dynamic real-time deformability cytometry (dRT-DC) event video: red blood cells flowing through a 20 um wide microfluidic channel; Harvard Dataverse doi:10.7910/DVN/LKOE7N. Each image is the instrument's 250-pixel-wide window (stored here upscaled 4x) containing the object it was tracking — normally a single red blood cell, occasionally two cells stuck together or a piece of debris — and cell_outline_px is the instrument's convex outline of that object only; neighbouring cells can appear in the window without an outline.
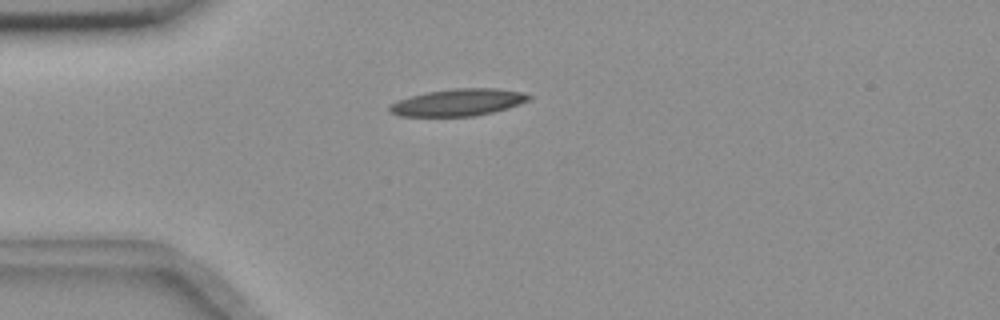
{"species": "common noctule bat (a hibernating species)", "species_latin": "Nyctalus noctula", "temperature_condition": "room temperature", "stored_images_in_passage": 36, "camera_frame_rate_fps": 3000, "um_per_image_px": 0.085, "animal": {"sex": "female", "body_mass_g": 18.4}, "frame": {"image": 1, "passage_image": 1, "time_ms": 0.0, "image_size_px": [1000, 320], "cell_outline_px": [[532, 96], [528, 100], [508, 108], [492, 112], [472, 116], [400, 116], [388, 112], [388, 108], [396, 100], [428, 92], [452, 88], [496, 88], [524, 92]], "centroid_in_image_um": [38.93, 8.7], "position_along_channel_um": 46.1, "area_um2": 21.85}}
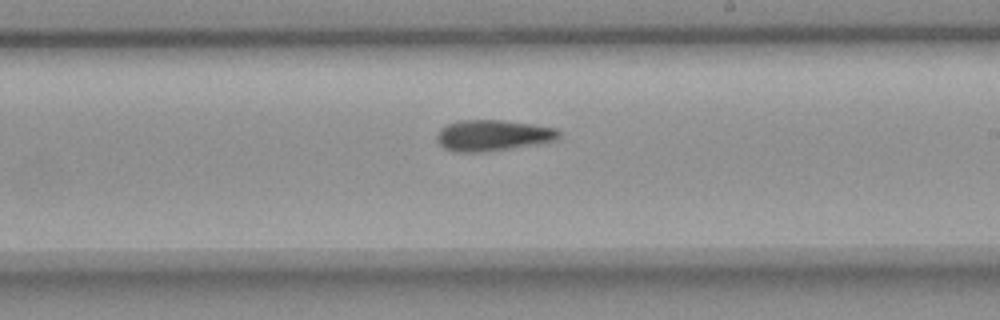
{"frame": {"image": 2, "passage_image": 19, "time_ms": 6.0, "image_size_px": [1000, 320], "cell_outline_px": [[560, 136], [556, 140], [508, 148], [476, 152], [456, 152], [444, 148], [436, 140], [436, 136], [440, 128], [448, 124], [460, 120], [504, 120], [532, 124], [556, 128], [560, 132]], "centroid_in_image_um": [41.85, 11.49], "position_along_channel_um": 247.1, "area_um2": 21.79}}
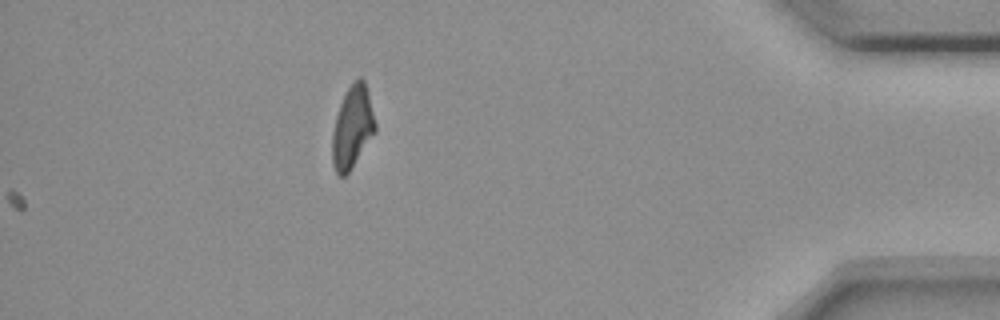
{"frame": {"image": 3, "passage_image": 36, "time_ms": 11.667, "image_size_px": [1000, 320], "cell_outline_px": [[376, 132], [348, 172], [344, 176], [340, 176], [336, 172], [332, 164], [332, 132], [336, 116], [340, 104], [348, 88], [360, 76], [364, 80], [368, 92], [376, 124]], "centroid_in_image_um": [29.95, 10.82], "position_along_channel_um": 405.2, "area_um2": 20.35}}